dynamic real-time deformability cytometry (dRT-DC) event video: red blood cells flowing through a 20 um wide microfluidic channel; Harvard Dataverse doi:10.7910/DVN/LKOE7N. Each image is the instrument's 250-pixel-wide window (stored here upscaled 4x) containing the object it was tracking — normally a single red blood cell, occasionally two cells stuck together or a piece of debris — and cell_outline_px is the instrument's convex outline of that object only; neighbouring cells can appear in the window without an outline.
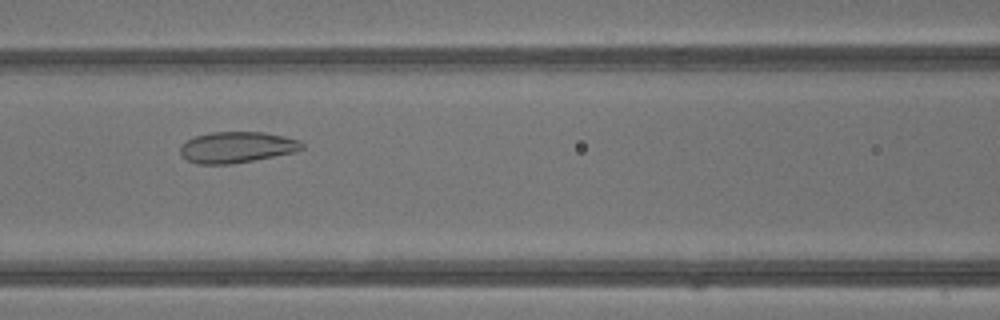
{"species": "common noctule bat (a hibernating species)", "species_latin": "Nyctalus noctula", "temperature_condition": "warm", "stored_images_in_passage": 42, "camera_frame_rate_fps": 3000, "um_per_image_px": 0.085, "animal": {"sex": "male", "body_mass_g": 13.3}, "frame": {"image": 1, "passage_image": 19, "time_ms": 6.0, "image_size_px": [1000, 320], "cell_outline_px": [[304, 148], [296, 152], [232, 164], [196, 164], [188, 160], [180, 152], [180, 144], [196, 136], [212, 132], [264, 132], [284, 136], [300, 140], [304, 144]], "centroid_in_image_um": [20.16, 12.51], "position_along_channel_um": 146.4, "area_um2": 22.08}}
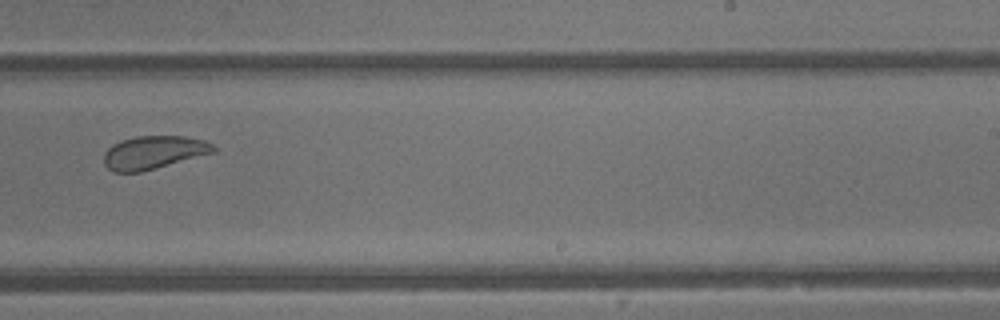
{"frame": {"image": 2, "passage_image": 27, "time_ms": 8.667, "image_size_px": [1000, 320], "cell_outline_px": [[216, 152], [140, 172], [112, 172], [104, 164], [104, 152], [112, 144], [120, 140], [136, 136], [184, 136], [204, 140], [212, 144], [216, 148]], "centroid_in_image_um": [13.04, 12.95], "position_along_channel_um": 276.0, "area_um2": 21.21}}
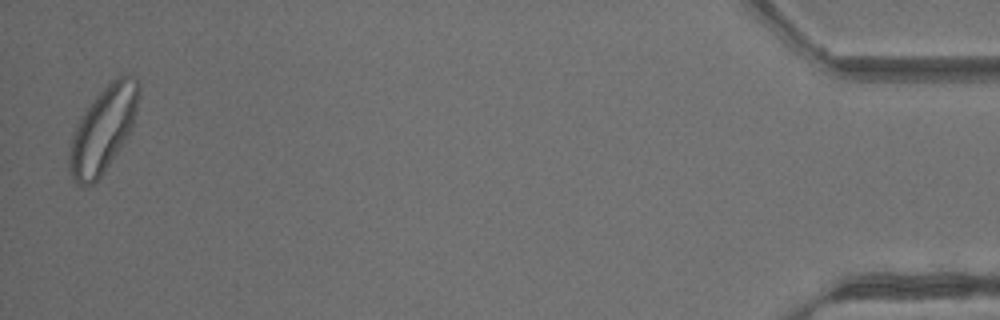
{"frame": {"image": 3, "passage_image": 42, "time_ms": 13.667, "image_size_px": [1000, 320], "cell_outline_px": [[140, 96], [132, 124], [124, 140], [104, 172], [92, 184], [80, 188], [72, 180], [68, 172], [68, 152], [72, 132], [80, 116], [92, 100], [116, 76], [132, 76], [140, 80]], "centroid_in_image_um": [8.71, 11.03], "position_along_channel_um": 426.5, "area_um2": 34.62}, "authors_computed_cell_mechanics": {"area_um2": 28.6977, "velocity_mm_per_s": 4.8799, "shape_relaxation_time_tau1_ms": 4.2477, "shape_relaxation_time_tau2_ms": 1.0539, "deformation_change_tau1": 0.1184, "deformation_change_tau2": 0.0733}}